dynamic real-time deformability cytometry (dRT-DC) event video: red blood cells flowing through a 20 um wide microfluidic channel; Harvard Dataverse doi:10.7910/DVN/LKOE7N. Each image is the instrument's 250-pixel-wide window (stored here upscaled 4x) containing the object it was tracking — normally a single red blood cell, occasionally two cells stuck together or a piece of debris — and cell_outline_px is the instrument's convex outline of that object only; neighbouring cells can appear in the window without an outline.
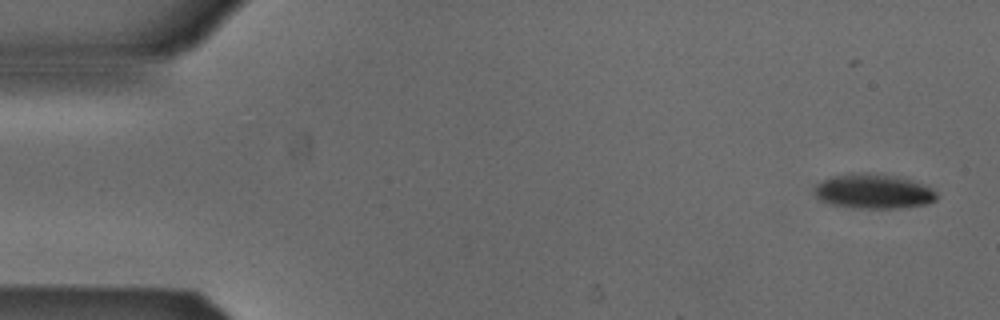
{"species": "Egyptian fruit bat (a non-hibernating species)", "species_latin": "Rousettus aegyptiacus", "temperature_condition": "cold", "stored_images_in_passage": 26, "camera_frame_rate_fps": 3000, "um_per_image_px": 0.085, "animal": {"sex": "male"}, "frame": {"image": 1, "passage_image": 1, "time_ms": 0.0, "image_size_px": [1000, 320], "cell_outline_px": [[936, 200], [928, 204], [892, 208], [852, 208], [832, 204], [820, 200], [816, 196], [816, 184], [824, 180], [836, 176], [864, 172], [896, 176], [912, 180], [924, 184], [932, 188], [936, 192]], "centroid_in_image_um": [74.28, 16.27], "position_along_channel_um": 10.7, "area_um2": 24.39}}
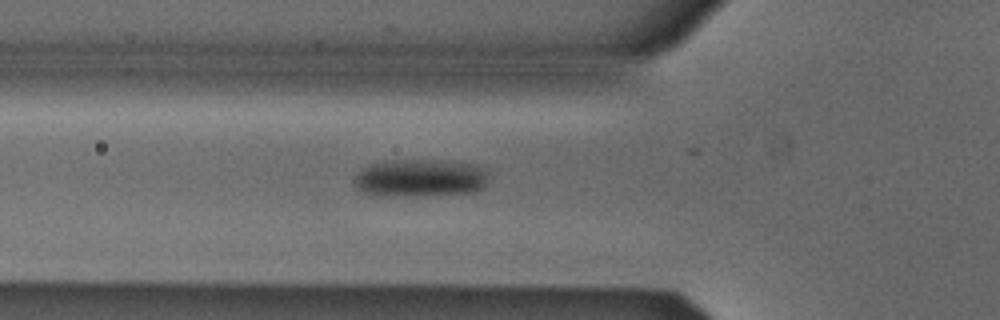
{"frame": {"image": 2, "passage_image": 17, "time_ms": 5.333, "image_size_px": [1000, 320], "cell_outline_px": [[488, 172], [484, 184], [480, 188], [472, 192], [416, 196], [376, 196], [360, 192], [356, 188], [352, 180], [368, 164], [380, 160], [448, 160], [472, 164]], "centroid_in_image_um": [35.61, 15.13], "position_along_channel_um": 90.2, "area_um2": 29.82}}
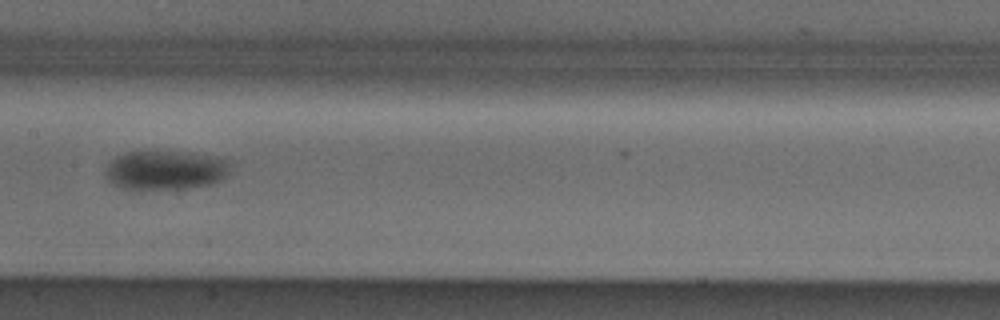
{"frame": {"image": 3, "passage_image": 25, "time_ms": 8.0, "image_size_px": [1000, 320], "cell_outline_px": [[228, 172], [220, 180], [212, 184], [188, 188], [140, 192], [132, 192], [108, 180], [104, 172], [108, 164], [116, 156], [124, 152], [192, 152], [216, 156], [228, 160]], "centroid_in_image_um": [14.02, 14.5], "position_along_channel_um": 193.4, "area_um2": 29.19}}